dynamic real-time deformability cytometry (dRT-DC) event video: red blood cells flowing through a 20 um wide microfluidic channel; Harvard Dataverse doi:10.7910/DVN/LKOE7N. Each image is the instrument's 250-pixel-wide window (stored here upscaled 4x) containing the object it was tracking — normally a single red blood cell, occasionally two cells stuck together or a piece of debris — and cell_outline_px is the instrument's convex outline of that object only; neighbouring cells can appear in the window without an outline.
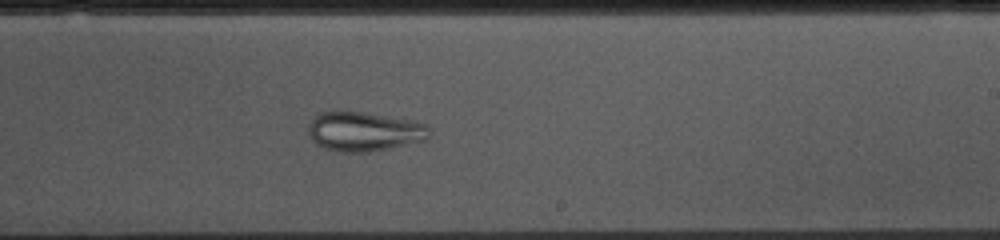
{"species": "common noctule bat (a hibernating species)", "species_latin": "Nyctalus noctula", "temperature_condition": "cold", "stored_images_in_passage": 40, "camera_frame_rate_fps": 3000, "um_per_image_px": 0.085, "animal": {"sex": "female", "body_mass_g": 10.0, "forearm_length_mm": 53.1}, "frame": {"image": 1, "passage_image": 18, "time_ms": 5.667, "image_size_px": [1000, 240], "cell_outline_px": [[432, 132], [428, 140], [368, 152], [344, 152], [324, 148], [316, 144], [312, 140], [308, 132], [308, 124], [320, 112], [340, 108], [412, 120], [428, 124]], "centroid_in_image_um": [30.96, 11.14], "position_along_channel_um": 258.0, "area_um2": 28.5}}
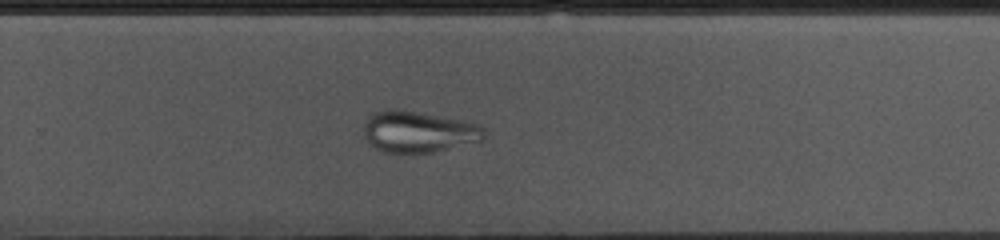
{"frame": {"image": 2, "passage_image": 21, "time_ms": 6.667, "image_size_px": [1000, 240], "cell_outline_px": [[484, 136], [480, 140], [432, 152], [388, 152], [376, 148], [364, 136], [364, 124], [368, 116], [376, 112], [388, 108], [392, 108], [464, 120], [480, 124], [484, 128]], "centroid_in_image_um": [35.55, 11.17], "position_along_channel_um": 294.2, "area_um2": 28.5}}
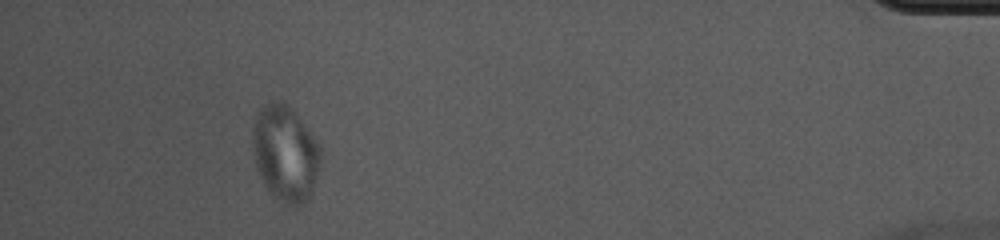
{"frame": {"image": 3, "passage_image": 36, "time_ms": 11.667, "image_size_px": [1000, 240], "cell_outline_px": [[320, 164], [312, 188], [304, 204], [300, 208], [292, 208], [284, 204], [272, 196], [268, 192], [256, 164], [252, 148], [252, 124], [256, 112], [260, 108], [272, 100], [280, 100], [320, 140]], "centroid_in_image_um": [24.23, 13.06], "position_along_channel_um": 411.0, "area_um2": 38.21}}